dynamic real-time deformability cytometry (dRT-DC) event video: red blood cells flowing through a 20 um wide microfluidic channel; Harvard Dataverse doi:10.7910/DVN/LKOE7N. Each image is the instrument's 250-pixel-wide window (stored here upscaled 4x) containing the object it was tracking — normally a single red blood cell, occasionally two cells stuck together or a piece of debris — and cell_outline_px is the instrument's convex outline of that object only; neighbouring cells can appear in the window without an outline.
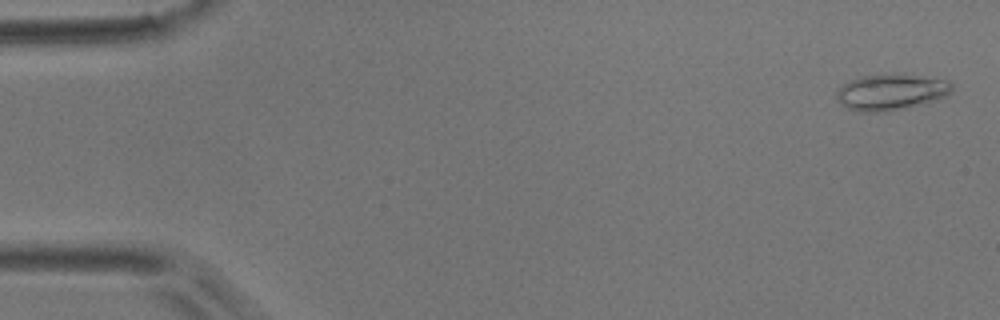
{"species": "common noctule bat (a hibernating species)", "species_latin": "Nyctalus noctula", "temperature_condition": "room temperature", "stored_images_in_passage": 54, "camera_frame_rate_fps": 3000, "um_per_image_px": 0.085, "animal": {"sex": "male", "body_mass_g": 17.9}, "frame": {"image": 1, "passage_image": 2, "time_ms": 0.333, "image_size_px": [1000, 320], "cell_outline_px": [[952, 92], [948, 96], [884, 112], [856, 112], [848, 108], [836, 96], [836, 92], [844, 84], [852, 80], [864, 76], [880, 72], [904, 72], [948, 80], [952, 84]], "centroid_in_image_um": [75.77, 7.77], "position_along_channel_um": 9.2, "area_um2": 24.51}}
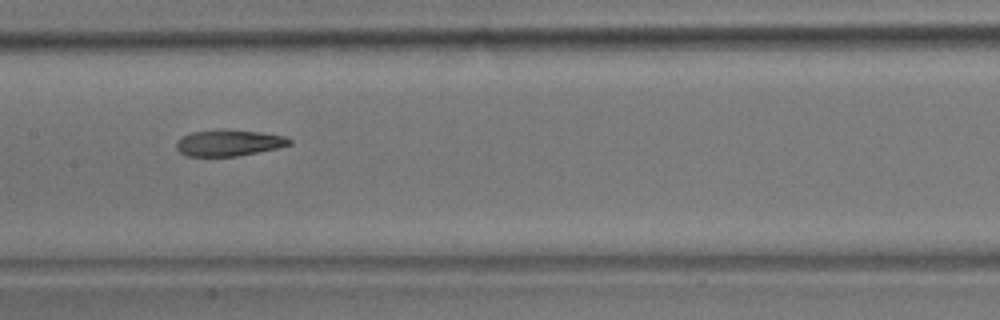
{"frame": {"image": 2, "passage_image": 27, "time_ms": 8.667, "image_size_px": [1000, 320], "cell_outline_px": [[292, 144], [276, 148], [236, 156], [184, 156], [176, 148], [176, 140], [192, 132], [216, 128], [220, 128], [264, 132], [288, 136], [292, 140]], "centroid_in_image_um": [19.45, 12.11], "position_along_channel_um": 187.9, "area_um2": 17.69}}
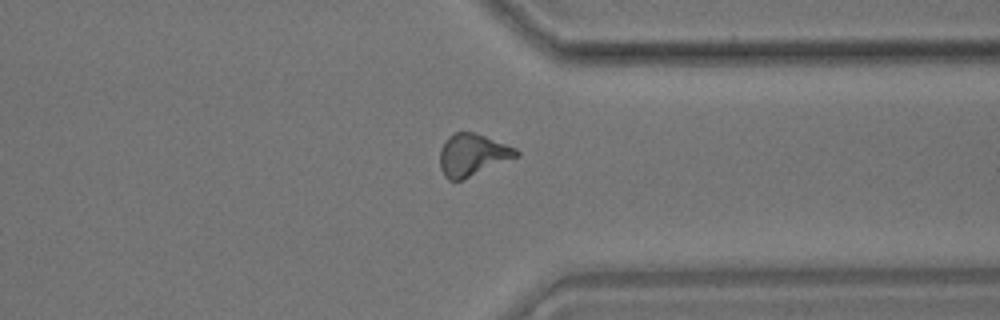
{"frame": {"image": 3, "passage_image": 42, "time_ms": 13.667, "image_size_px": [1000, 320], "cell_outline_px": [[520, 156], [460, 180], [448, 180], [444, 176], [440, 168], [440, 148], [448, 136], [456, 132], [472, 132], [484, 136], [516, 148], [520, 152]], "centroid_in_image_um": [40.15, 13.16], "position_along_channel_um": 371.3, "area_um2": 18.55}, "authors_computed_cell_mechanics": {"area_um2": 18.1492, "velocity_mm_per_s": 3.707, "shape_relaxation_time_tau1_ms": 8.0088, "shape_relaxation_time_tau2_ms": 4.6952, "deformation_change_tau1": 0.215, "deformation_change_tau2": 0.1281}}